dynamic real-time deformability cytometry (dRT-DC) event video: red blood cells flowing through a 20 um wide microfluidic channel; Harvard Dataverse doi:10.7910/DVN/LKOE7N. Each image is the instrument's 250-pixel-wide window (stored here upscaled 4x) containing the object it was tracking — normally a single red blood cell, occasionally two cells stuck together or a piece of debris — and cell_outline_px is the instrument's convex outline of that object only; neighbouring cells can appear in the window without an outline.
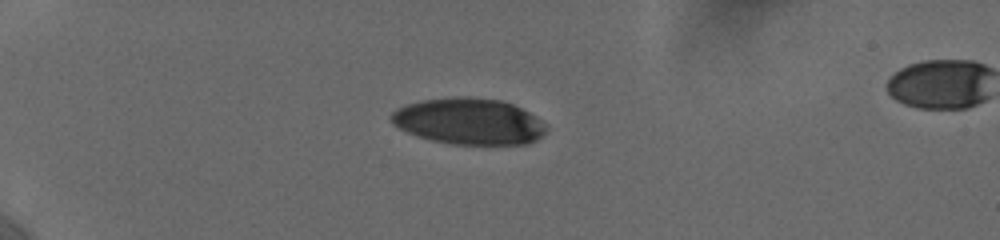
{"species": "human", "species_latin": "Homo sapiens", "temperature_condition": "cold", "stored_images_in_passage": 11, "camera_frame_rate_fps": 3000, "um_per_image_px": 0.085, "donor": {"sex": "female"}, "frame": {"image": 1, "passage_image": 1, "time_ms": 0.0, "image_size_px": [1000, 240], "cell_outline_px": [[548, 128], [536, 140], [528, 144], [452, 144], [432, 140], [408, 132], [392, 124], [388, 116], [396, 108], [408, 104], [424, 100], [456, 96], [468, 96], [500, 100], [512, 104], [536, 116], [548, 124]], "centroid_in_image_um": [39.86, 10.31], "position_along_channel_um": 45.1, "area_um2": 41.85}}
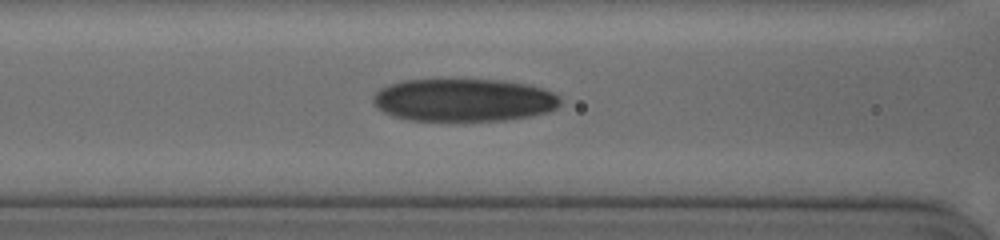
{"frame": {"image": 2, "passage_image": 8, "time_ms": 3.667, "image_size_px": [1000, 240], "cell_outline_px": [[564, 100], [556, 108], [548, 112], [532, 116], [504, 120], [412, 120], [396, 116], [384, 112], [376, 108], [372, 100], [372, 96], [380, 88], [388, 84], [404, 80], [504, 80], [528, 84], [544, 88], [560, 96]], "centroid_in_image_um": [39.46, 8.49], "position_along_channel_um": 127.1, "area_um2": 46.88}}
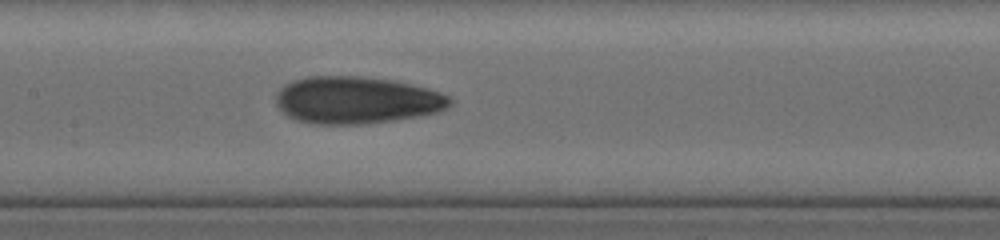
{"frame": {"image": 3, "passage_image": 11, "time_ms": 5.0, "image_size_px": [1000, 240], "cell_outline_px": [[452, 104], [448, 108], [436, 112], [396, 120], [364, 124], [316, 124], [300, 120], [288, 116], [276, 104], [276, 96], [280, 88], [284, 84], [308, 76], [360, 76], [392, 80], [428, 88], [440, 92], [448, 96], [452, 100]], "centroid_in_image_um": [30.32, 8.51], "position_along_channel_um": 177.1, "area_um2": 47.69}}